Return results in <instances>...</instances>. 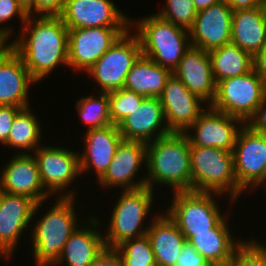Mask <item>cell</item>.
I'll list each match as a JSON object with an SVG mask.
<instances>
[{
	"mask_svg": "<svg viewBox=\"0 0 266 266\" xmlns=\"http://www.w3.org/2000/svg\"><path fill=\"white\" fill-rule=\"evenodd\" d=\"M9 46L39 83L59 65H68V28L59 16H28Z\"/></svg>",
	"mask_w": 266,
	"mask_h": 266,
	"instance_id": "obj_1",
	"label": "cell"
},
{
	"mask_svg": "<svg viewBox=\"0 0 266 266\" xmlns=\"http://www.w3.org/2000/svg\"><path fill=\"white\" fill-rule=\"evenodd\" d=\"M146 187L191 191L190 142L184 133H170L147 143Z\"/></svg>",
	"mask_w": 266,
	"mask_h": 266,
	"instance_id": "obj_2",
	"label": "cell"
},
{
	"mask_svg": "<svg viewBox=\"0 0 266 266\" xmlns=\"http://www.w3.org/2000/svg\"><path fill=\"white\" fill-rule=\"evenodd\" d=\"M75 197H57L52 207L33 223V253L36 266H54L65 243L80 226ZM76 207V208H75ZM77 209V210H76ZM35 224V225H34Z\"/></svg>",
	"mask_w": 266,
	"mask_h": 266,
	"instance_id": "obj_3",
	"label": "cell"
},
{
	"mask_svg": "<svg viewBox=\"0 0 266 266\" xmlns=\"http://www.w3.org/2000/svg\"><path fill=\"white\" fill-rule=\"evenodd\" d=\"M130 29H134L139 39L142 55L172 73L191 47L189 31L163 19L158 14L137 19L136 22L130 20Z\"/></svg>",
	"mask_w": 266,
	"mask_h": 266,
	"instance_id": "obj_4",
	"label": "cell"
},
{
	"mask_svg": "<svg viewBox=\"0 0 266 266\" xmlns=\"http://www.w3.org/2000/svg\"><path fill=\"white\" fill-rule=\"evenodd\" d=\"M217 195L223 196L212 192H173V201L164 212L187 241L194 236V232H231L227 214L220 212V206L215 200Z\"/></svg>",
	"mask_w": 266,
	"mask_h": 266,
	"instance_id": "obj_5",
	"label": "cell"
},
{
	"mask_svg": "<svg viewBox=\"0 0 266 266\" xmlns=\"http://www.w3.org/2000/svg\"><path fill=\"white\" fill-rule=\"evenodd\" d=\"M190 159L191 191L223 196L227 193L230 204L244 193L235 177L232 152L217 147L190 146Z\"/></svg>",
	"mask_w": 266,
	"mask_h": 266,
	"instance_id": "obj_6",
	"label": "cell"
},
{
	"mask_svg": "<svg viewBox=\"0 0 266 266\" xmlns=\"http://www.w3.org/2000/svg\"><path fill=\"white\" fill-rule=\"evenodd\" d=\"M154 192L149 187H144L120 193L105 229L107 232L103 233L106 247L115 248L127 239L147 234L150 225L144 226V223L148 214H151L150 211H153Z\"/></svg>",
	"mask_w": 266,
	"mask_h": 266,
	"instance_id": "obj_7",
	"label": "cell"
},
{
	"mask_svg": "<svg viewBox=\"0 0 266 266\" xmlns=\"http://www.w3.org/2000/svg\"><path fill=\"white\" fill-rule=\"evenodd\" d=\"M265 91L266 83L252 70L218 81L210 107L246 123L264 100Z\"/></svg>",
	"mask_w": 266,
	"mask_h": 266,
	"instance_id": "obj_8",
	"label": "cell"
},
{
	"mask_svg": "<svg viewBox=\"0 0 266 266\" xmlns=\"http://www.w3.org/2000/svg\"><path fill=\"white\" fill-rule=\"evenodd\" d=\"M129 28L111 48L93 64L86 73L97 81L99 92H111L124 88L126 76L142 54L135 32Z\"/></svg>",
	"mask_w": 266,
	"mask_h": 266,
	"instance_id": "obj_9",
	"label": "cell"
},
{
	"mask_svg": "<svg viewBox=\"0 0 266 266\" xmlns=\"http://www.w3.org/2000/svg\"><path fill=\"white\" fill-rule=\"evenodd\" d=\"M32 154L38 164L41 182L51 196L76 197L68 187L81 175L77 151L44 144Z\"/></svg>",
	"mask_w": 266,
	"mask_h": 266,
	"instance_id": "obj_10",
	"label": "cell"
},
{
	"mask_svg": "<svg viewBox=\"0 0 266 266\" xmlns=\"http://www.w3.org/2000/svg\"><path fill=\"white\" fill-rule=\"evenodd\" d=\"M232 154L239 187L244 192L259 190L266 179V133H257L244 124Z\"/></svg>",
	"mask_w": 266,
	"mask_h": 266,
	"instance_id": "obj_11",
	"label": "cell"
},
{
	"mask_svg": "<svg viewBox=\"0 0 266 266\" xmlns=\"http://www.w3.org/2000/svg\"><path fill=\"white\" fill-rule=\"evenodd\" d=\"M45 202L0 191V256L4 260L12 259L23 231L32 227L33 217Z\"/></svg>",
	"mask_w": 266,
	"mask_h": 266,
	"instance_id": "obj_12",
	"label": "cell"
},
{
	"mask_svg": "<svg viewBox=\"0 0 266 266\" xmlns=\"http://www.w3.org/2000/svg\"><path fill=\"white\" fill-rule=\"evenodd\" d=\"M130 27L68 29V65L86 72Z\"/></svg>",
	"mask_w": 266,
	"mask_h": 266,
	"instance_id": "obj_13",
	"label": "cell"
},
{
	"mask_svg": "<svg viewBox=\"0 0 266 266\" xmlns=\"http://www.w3.org/2000/svg\"><path fill=\"white\" fill-rule=\"evenodd\" d=\"M147 161V143L141 141L122 140L116 149L105 174L97 180L103 189L122 188L131 191L146 187V176L134 180L141 166Z\"/></svg>",
	"mask_w": 266,
	"mask_h": 266,
	"instance_id": "obj_14",
	"label": "cell"
},
{
	"mask_svg": "<svg viewBox=\"0 0 266 266\" xmlns=\"http://www.w3.org/2000/svg\"><path fill=\"white\" fill-rule=\"evenodd\" d=\"M158 98L171 133H185L208 108L206 102L191 93L173 74L167 79Z\"/></svg>",
	"mask_w": 266,
	"mask_h": 266,
	"instance_id": "obj_15",
	"label": "cell"
},
{
	"mask_svg": "<svg viewBox=\"0 0 266 266\" xmlns=\"http://www.w3.org/2000/svg\"><path fill=\"white\" fill-rule=\"evenodd\" d=\"M244 124L242 120L208 106L184 134L190 146L217 147L232 152Z\"/></svg>",
	"mask_w": 266,
	"mask_h": 266,
	"instance_id": "obj_16",
	"label": "cell"
},
{
	"mask_svg": "<svg viewBox=\"0 0 266 266\" xmlns=\"http://www.w3.org/2000/svg\"><path fill=\"white\" fill-rule=\"evenodd\" d=\"M113 0H66L58 15L68 29L130 27V20Z\"/></svg>",
	"mask_w": 266,
	"mask_h": 266,
	"instance_id": "obj_17",
	"label": "cell"
},
{
	"mask_svg": "<svg viewBox=\"0 0 266 266\" xmlns=\"http://www.w3.org/2000/svg\"><path fill=\"white\" fill-rule=\"evenodd\" d=\"M232 14L233 10L224 1L198 11L189 30L191 46L211 51L230 43Z\"/></svg>",
	"mask_w": 266,
	"mask_h": 266,
	"instance_id": "obj_18",
	"label": "cell"
},
{
	"mask_svg": "<svg viewBox=\"0 0 266 266\" xmlns=\"http://www.w3.org/2000/svg\"><path fill=\"white\" fill-rule=\"evenodd\" d=\"M4 167L0 173V191L23 195L36 203L51 198L41 182L38 164L32 153L13 155Z\"/></svg>",
	"mask_w": 266,
	"mask_h": 266,
	"instance_id": "obj_19",
	"label": "cell"
},
{
	"mask_svg": "<svg viewBox=\"0 0 266 266\" xmlns=\"http://www.w3.org/2000/svg\"><path fill=\"white\" fill-rule=\"evenodd\" d=\"M118 129L124 140L144 143L171 133L158 97H145L139 107L118 125Z\"/></svg>",
	"mask_w": 266,
	"mask_h": 266,
	"instance_id": "obj_20",
	"label": "cell"
},
{
	"mask_svg": "<svg viewBox=\"0 0 266 266\" xmlns=\"http://www.w3.org/2000/svg\"><path fill=\"white\" fill-rule=\"evenodd\" d=\"M193 94L201 98L208 106L216 95V81L213 76L209 51L191 46L172 73Z\"/></svg>",
	"mask_w": 266,
	"mask_h": 266,
	"instance_id": "obj_21",
	"label": "cell"
},
{
	"mask_svg": "<svg viewBox=\"0 0 266 266\" xmlns=\"http://www.w3.org/2000/svg\"><path fill=\"white\" fill-rule=\"evenodd\" d=\"M38 82L23 59L8 45L0 53V105L29 107V88ZM30 86V87H29Z\"/></svg>",
	"mask_w": 266,
	"mask_h": 266,
	"instance_id": "obj_22",
	"label": "cell"
},
{
	"mask_svg": "<svg viewBox=\"0 0 266 266\" xmlns=\"http://www.w3.org/2000/svg\"><path fill=\"white\" fill-rule=\"evenodd\" d=\"M122 140L117 125L86 131L83 144L85 148L82 153L78 151L80 173L94 169L97 175L95 179L99 180L107 171Z\"/></svg>",
	"mask_w": 266,
	"mask_h": 266,
	"instance_id": "obj_23",
	"label": "cell"
},
{
	"mask_svg": "<svg viewBox=\"0 0 266 266\" xmlns=\"http://www.w3.org/2000/svg\"><path fill=\"white\" fill-rule=\"evenodd\" d=\"M89 216L88 222H81L82 227L71 234L54 266H90L106 247L102 231L97 230L101 227L99 217Z\"/></svg>",
	"mask_w": 266,
	"mask_h": 266,
	"instance_id": "obj_24",
	"label": "cell"
},
{
	"mask_svg": "<svg viewBox=\"0 0 266 266\" xmlns=\"http://www.w3.org/2000/svg\"><path fill=\"white\" fill-rule=\"evenodd\" d=\"M231 43L254 56L266 44V4L233 11Z\"/></svg>",
	"mask_w": 266,
	"mask_h": 266,
	"instance_id": "obj_25",
	"label": "cell"
},
{
	"mask_svg": "<svg viewBox=\"0 0 266 266\" xmlns=\"http://www.w3.org/2000/svg\"><path fill=\"white\" fill-rule=\"evenodd\" d=\"M147 235L150 238L157 266H174L181 248L187 242L177 225L163 212L154 213Z\"/></svg>",
	"mask_w": 266,
	"mask_h": 266,
	"instance_id": "obj_26",
	"label": "cell"
},
{
	"mask_svg": "<svg viewBox=\"0 0 266 266\" xmlns=\"http://www.w3.org/2000/svg\"><path fill=\"white\" fill-rule=\"evenodd\" d=\"M172 72L140 55L126 76L124 88L145 97H159Z\"/></svg>",
	"mask_w": 266,
	"mask_h": 266,
	"instance_id": "obj_27",
	"label": "cell"
},
{
	"mask_svg": "<svg viewBox=\"0 0 266 266\" xmlns=\"http://www.w3.org/2000/svg\"><path fill=\"white\" fill-rule=\"evenodd\" d=\"M244 241L234 239L231 232H194L187 242L208 262L228 266Z\"/></svg>",
	"mask_w": 266,
	"mask_h": 266,
	"instance_id": "obj_28",
	"label": "cell"
},
{
	"mask_svg": "<svg viewBox=\"0 0 266 266\" xmlns=\"http://www.w3.org/2000/svg\"><path fill=\"white\" fill-rule=\"evenodd\" d=\"M216 83L253 70V56L233 43L209 51Z\"/></svg>",
	"mask_w": 266,
	"mask_h": 266,
	"instance_id": "obj_29",
	"label": "cell"
},
{
	"mask_svg": "<svg viewBox=\"0 0 266 266\" xmlns=\"http://www.w3.org/2000/svg\"><path fill=\"white\" fill-rule=\"evenodd\" d=\"M31 106L23 108L15 117L11 126L8 140L4 144L7 147L20 150L19 154H31L39 146L42 141V126L37 116L32 113ZM23 150V151H22ZM30 150V151H29Z\"/></svg>",
	"mask_w": 266,
	"mask_h": 266,
	"instance_id": "obj_30",
	"label": "cell"
},
{
	"mask_svg": "<svg viewBox=\"0 0 266 266\" xmlns=\"http://www.w3.org/2000/svg\"><path fill=\"white\" fill-rule=\"evenodd\" d=\"M76 100V109L87 131L112 125L108 93L99 92Z\"/></svg>",
	"mask_w": 266,
	"mask_h": 266,
	"instance_id": "obj_31",
	"label": "cell"
},
{
	"mask_svg": "<svg viewBox=\"0 0 266 266\" xmlns=\"http://www.w3.org/2000/svg\"><path fill=\"white\" fill-rule=\"evenodd\" d=\"M115 249L122 259V266H157L147 234L127 239Z\"/></svg>",
	"mask_w": 266,
	"mask_h": 266,
	"instance_id": "obj_32",
	"label": "cell"
},
{
	"mask_svg": "<svg viewBox=\"0 0 266 266\" xmlns=\"http://www.w3.org/2000/svg\"><path fill=\"white\" fill-rule=\"evenodd\" d=\"M145 96L126 88L108 92L111 122L119 125L139 107Z\"/></svg>",
	"mask_w": 266,
	"mask_h": 266,
	"instance_id": "obj_33",
	"label": "cell"
},
{
	"mask_svg": "<svg viewBox=\"0 0 266 266\" xmlns=\"http://www.w3.org/2000/svg\"><path fill=\"white\" fill-rule=\"evenodd\" d=\"M165 8H161L157 14L163 19L172 22L176 26L187 29L192 28L197 10L192 0H166Z\"/></svg>",
	"mask_w": 266,
	"mask_h": 266,
	"instance_id": "obj_34",
	"label": "cell"
},
{
	"mask_svg": "<svg viewBox=\"0 0 266 266\" xmlns=\"http://www.w3.org/2000/svg\"><path fill=\"white\" fill-rule=\"evenodd\" d=\"M261 241H244L234 252L228 266H266V245Z\"/></svg>",
	"mask_w": 266,
	"mask_h": 266,
	"instance_id": "obj_35",
	"label": "cell"
},
{
	"mask_svg": "<svg viewBox=\"0 0 266 266\" xmlns=\"http://www.w3.org/2000/svg\"><path fill=\"white\" fill-rule=\"evenodd\" d=\"M19 17L21 25L26 22L28 14L18 3L17 0H0V35H2L7 41L11 38L13 26H2L1 25L13 17ZM5 27V28H4Z\"/></svg>",
	"mask_w": 266,
	"mask_h": 266,
	"instance_id": "obj_36",
	"label": "cell"
},
{
	"mask_svg": "<svg viewBox=\"0 0 266 266\" xmlns=\"http://www.w3.org/2000/svg\"><path fill=\"white\" fill-rule=\"evenodd\" d=\"M66 0H34V5L27 11L28 16H58Z\"/></svg>",
	"mask_w": 266,
	"mask_h": 266,
	"instance_id": "obj_37",
	"label": "cell"
},
{
	"mask_svg": "<svg viewBox=\"0 0 266 266\" xmlns=\"http://www.w3.org/2000/svg\"><path fill=\"white\" fill-rule=\"evenodd\" d=\"M23 108L12 105H0V142L4 145L16 115Z\"/></svg>",
	"mask_w": 266,
	"mask_h": 266,
	"instance_id": "obj_38",
	"label": "cell"
},
{
	"mask_svg": "<svg viewBox=\"0 0 266 266\" xmlns=\"http://www.w3.org/2000/svg\"><path fill=\"white\" fill-rule=\"evenodd\" d=\"M208 261L186 242L174 266H202Z\"/></svg>",
	"mask_w": 266,
	"mask_h": 266,
	"instance_id": "obj_39",
	"label": "cell"
},
{
	"mask_svg": "<svg viewBox=\"0 0 266 266\" xmlns=\"http://www.w3.org/2000/svg\"><path fill=\"white\" fill-rule=\"evenodd\" d=\"M245 125L257 133H266V91L264 100L257 107L253 115L247 120Z\"/></svg>",
	"mask_w": 266,
	"mask_h": 266,
	"instance_id": "obj_40",
	"label": "cell"
},
{
	"mask_svg": "<svg viewBox=\"0 0 266 266\" xmlns=\"http://www.w3.org/2000/svg\"><path fill=\"white\" fill-rule=\"evenodd\" d=\"M90 266H122V259L115 248L105 247Z\"/></svg>",
	"mask_w": 266,
	"mask_h": 266,
	"instance_id": "obj_41",
	"label": "cell"
},
{
	"mask_svg": "<svg viewBox=\"0 0 266 266\" xmlns=\"http://www.w3.org/2000/svg\"><path fill=\"white\" fill-rule=\"evenodd\" d=\"M253 70L266 83V44L253 56Z\"/></svg>",
	"mask_w": 266,
	"mask_h": 266,
	"instance_id": "obj_42",
	"label": "cell"
},
{
	"mask_svg": "<svg viewBox=\"0 0 266 266\" xmlns=\"http://www.w3.org/2000/svg\"><path fill=\"white\" fill-rule=\"evenodd\" d=\"M222 1L226 2L233 11L260 7L265 3V0H222Z\"/></svg>",
	"mask_w": 266,
	"mask_h": 266,
	"instance_id": "obj_43",
	"label": "cell"
},
{
	"mask_svg": "<svg viewBox=\"0 0 266 266\" xmlns=\"http://www.w3.org/2000/svg\"><path fill=\"white\" fill-rule=\"evenodd\" d=\"M197 11L207 9L212 5L220 3L222 0H192Z\"/></svg>",
	"mask_w": 266,
	"mask_h": 266,
	"instance_id": "obj_44",
	"label": "cell"
},
{
	"mask_svg": "<svg viewBox=\"0 0 266 266\" xmlns=\"http://www.w3.org/2000/svg\"><path fill=\"white\" fill-rule=\"evenodd\" d=\"M17 1L26 12L34 5V0H17Z\"/></svg>",
	"mask_w": 266,
	"mask_h": 266,
	"instance_id": "obj_45",
	"label": "cell"
},
{
	"mask_svg": "<svg viewBox=\"0 0 266 266\" xmlns=\"http://www.w3.org/2000/svg\"><path fill=\"white\" fill-rule=\"evenodd\" d=\"M7 43L8 41L2 35H0V53L9 45Z\"/></svg>",
	"mask_w": 266,
	"mask_h": 266,
	"instance_id": "obj_46",
	"label": "cell"
},
{
	"mask_svg": "<svg viewBox=\"0 0 266 266\" xmlns=\"http://www.w3.org/2000/svg\"><path fill=\"white\" fill-rule=\"evenodd\" d=\"M202 266H222L216 263H212V262H207L206 264L202 265Z\"/></svg>",
	"mask_w": 266,
	"mask_h": 266,
	"instance_id": "obj_47",
	"label": "cell"
},
{
	"mask_svg": "<svg viewBox=\"0 0 266 266\" xmlns=\"http://www.w3.org/2000/svg\"><path fill=\"white\" fill-rule=\"evenodd\" d=\"M261 187L264 188V189L266 188V179H265V181L263 182V184L261 185ZM265 191H266V189H265Z\"/></svg>",
	"mask_w": 266,
	"mask_h": 266,
	"instance_id": "obj_48",
	"label": "cell"
}]
</instances>
